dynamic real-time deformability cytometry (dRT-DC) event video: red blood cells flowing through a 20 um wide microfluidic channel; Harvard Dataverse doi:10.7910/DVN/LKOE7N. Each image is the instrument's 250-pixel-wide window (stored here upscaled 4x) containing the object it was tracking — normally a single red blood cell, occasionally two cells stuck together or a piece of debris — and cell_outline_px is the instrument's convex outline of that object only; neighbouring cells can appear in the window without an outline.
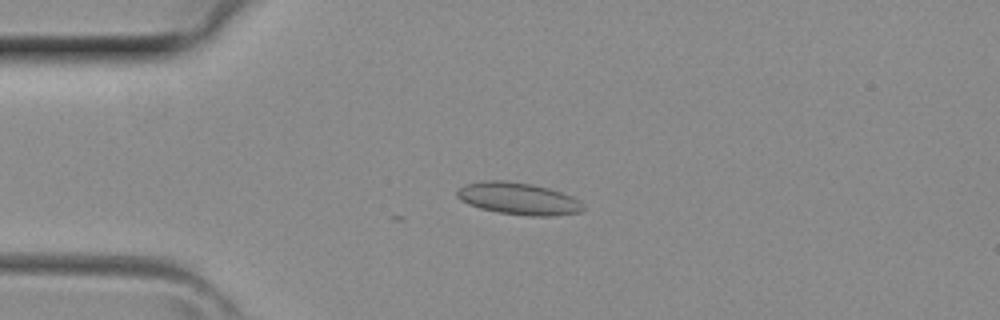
{"species": "common noctule bat (a hibernating species)", "species_latin": "Nyctalus noctula", "temperature_condition": "room temperature", "stored_images_in_passage": 1, "camera_frame_rate_fps": 3000, "um_per_image_px": 0.085, "animal": {"sex": "female", "body_mass_g": 29.2, "forearm_length_mm": 56.3}, "frame": {"image": 1, "passage_image": 1, "time_ms": 0.0, "image_size_px": [1000, 320], "cell_outline_px": [[584, 208], [580, 212], [552, 216], [528, 216], [500, 212], [480, 208], [468, 204], [460, 200], [456, 196], [456, 192], [464, 184], [484, 180], [504, 180], [532, 184], [548, 188], [572, 196], [580, 200], [584, 204]], "centroid_in_image_um": [44.06, 16.88], "position_along_channel_um": 40.9, "area_um2": 23.64}}